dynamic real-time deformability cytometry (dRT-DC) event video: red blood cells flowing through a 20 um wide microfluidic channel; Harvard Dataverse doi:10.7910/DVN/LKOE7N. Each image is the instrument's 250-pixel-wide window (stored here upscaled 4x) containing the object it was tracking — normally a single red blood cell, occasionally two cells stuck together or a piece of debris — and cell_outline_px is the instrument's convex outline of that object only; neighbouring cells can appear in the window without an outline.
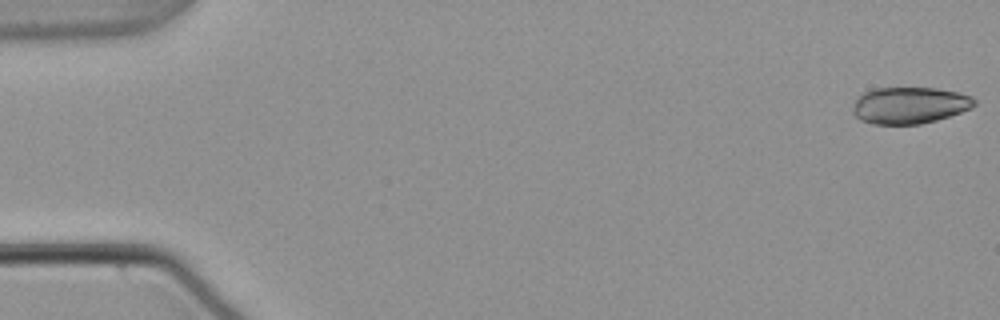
{"species": "common noctule bat (a hibernating species)", "species_latin": "Nyctalus noctula", "temperature_condition": "warm", "stored_images_in_passage": 12, "camera_frame_rate_fps": 3000, "um_per_image_px": 0.085, "animal": {"sex": "male", "body_mass_g": 21.5, "forearm_length_mm": 52.0}, "frame": {"image": 1, "passage_image": 1, "time_ms": 0.0, "image_size_px": [1000, 320], "cell_outline_px": [[976, 104], [972, 108], [936, 120], [920, 124], [872, 124], [860, 120], [852, 112], [852, 108], [856, 96], [872, 88], [936, 88], [956, 92], [972, 96], [976, 100]], "centroid_in_image_um": [77.28, 8.95], "position_along_channel_um": 7.7, "area_um2": 26.13}}